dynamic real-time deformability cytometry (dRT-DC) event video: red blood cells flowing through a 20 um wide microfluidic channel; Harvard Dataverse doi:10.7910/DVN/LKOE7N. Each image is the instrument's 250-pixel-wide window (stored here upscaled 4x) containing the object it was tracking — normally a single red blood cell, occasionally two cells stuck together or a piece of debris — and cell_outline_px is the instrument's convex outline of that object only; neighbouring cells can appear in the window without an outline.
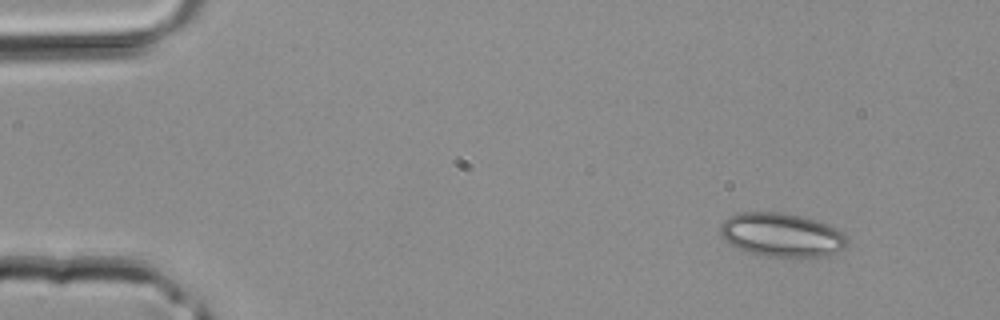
{"species": "common noctule bat (a hibernating species)", "species_latin": "Nyctalus noctula", "temperature_condition": "room temperature", "stored_images_in_passage": 38, "camera_frame_rate_fps": 3000, "um_per_image_px": 0.085, "animal": {"sex": "male", "body_mass_g": 20.4}, "frame": {"image": 1, "passage_image": 1, "time_ms": 0.0, "image_size_px": [1000, 320], "cell_outline_px": [[848, 244], [844, 248], [828, 256], [764, 256], [744, 252], [724, 240], [720, 232], [720, 224], [728, 216], [736, 212], [784, 212], [816, 220], [828, 224], [844, 232], [848, 240]], "centroid_in_image_um": [66.43, 19.96], "position_along_channel_um": 18.6, "area_um2": 32.71}}
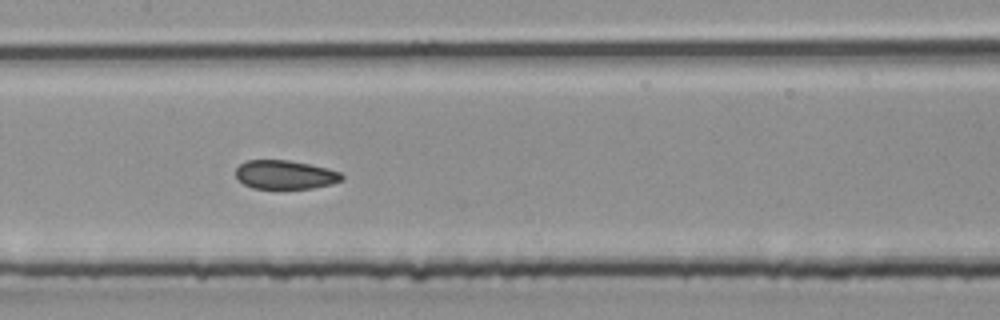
{"frame": {"image": 2, "passage_image": 17, "time_ms": 5.333, "image_size_px": [1000, 320], "cell_outline_px": [[344, 180], [332, 184], [312, 188], [252, 188], [244, 184], [236, 176], [236, 168], [240, 164], [248, 160], [288, 160], [328, 168], [340, 172], [344, 176]], "centroid_in_image_um": [24.26, 14.85], "position_along_channel_um": 183.1, "area_um2": 17.74}}
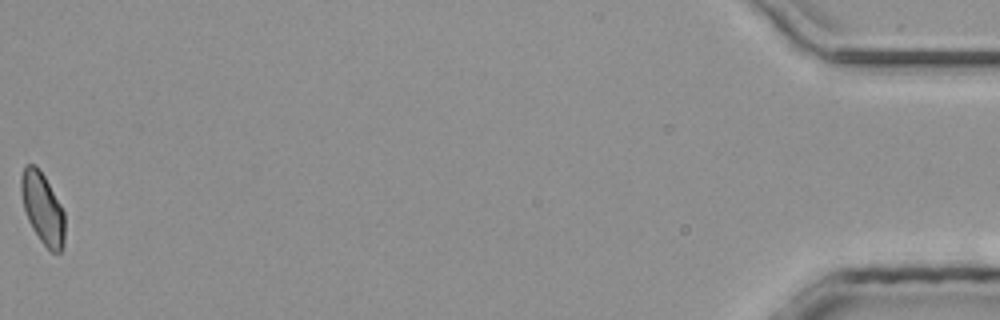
{"frame": {"image": 3, "passage_image": 38, "time_ms": 12.333, "image_size_px": [1000, 320], "cell_outline_px": [[64, 244], [60, 252], [52, 252], [40, 240], [32, 228], [28, 220], [24, 208], [20, 192], [20, 176], [24, 168], [28, 164], [36, 164], [44, 176], [60, 204], [64, 212]], "centroid_in_image_um": [3.6, 17.69], "position_along_channel_um": 431.6, "area_um2": 17.98}}